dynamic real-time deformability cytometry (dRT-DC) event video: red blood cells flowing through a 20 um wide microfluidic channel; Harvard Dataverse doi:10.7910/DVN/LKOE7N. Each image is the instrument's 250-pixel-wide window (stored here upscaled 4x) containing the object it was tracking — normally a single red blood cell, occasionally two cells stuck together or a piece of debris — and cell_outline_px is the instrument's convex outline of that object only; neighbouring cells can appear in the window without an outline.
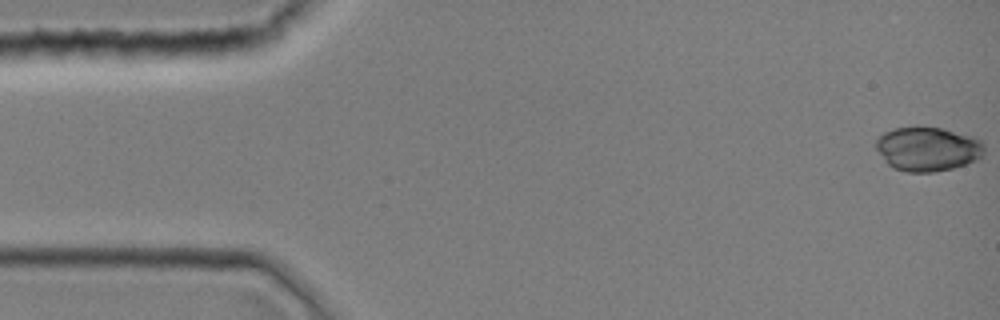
{"species": "common noctule bat (a hibernating species)", "species_latin": "Nyctalus noctula", "temperature_condition": "room temperature", "stored_images_in_passage": 45, "camera_frame_rate_fps": 3000, "um_per_image_px": 0.085, "animal": {"sex": "female", "body_mass_g": 19.0, "forearm_length_mm": 51.5}, "frame": {"image": 1, "passage_image": 1, "time_ms": 0.0, "image_size_px": [1000, 320], "cell_outline_px": [[984, 156], [980, 160], [952, 168], [936, 172], [908, 172], [892, 168], [884, 160], [876, 148], [876, 140], [884, 132], [896, 128], [940, 128], [972, 136], [980, 140], [984, 144]], "centroid_in_image_um": [78.89, 12.69], "position_along_channel_um": 6.1, "area_um2": 27.8}}
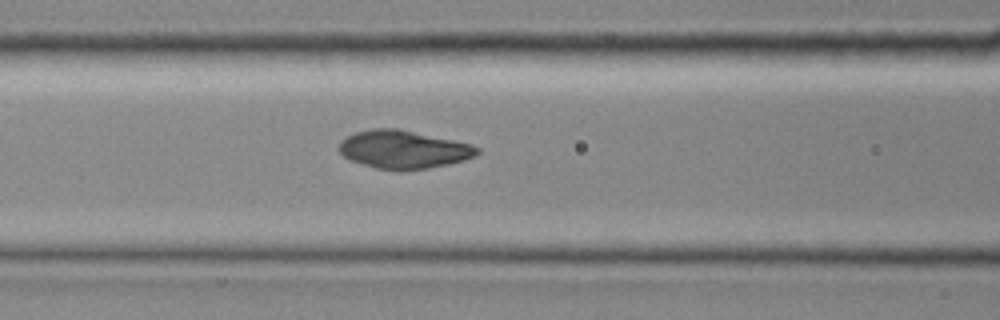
{"frame": {"image": 2, "passage_image": 18, "time_ms": 5.667, "image_size_px": [1000, 320], "cell_outline_px": [[480, 152], [476, 156], [464, 160], [448, 164], [428, 168], [376, 168], [348, 160], [336, 148], [340, 140], [356, 132], [372, 128], [400, 128], [472, 144], [480, 148]], "centroid_in_image_um": [34.29, 12.67], "position_along_channel_um": 132.3, "area_um2": 30.52}}
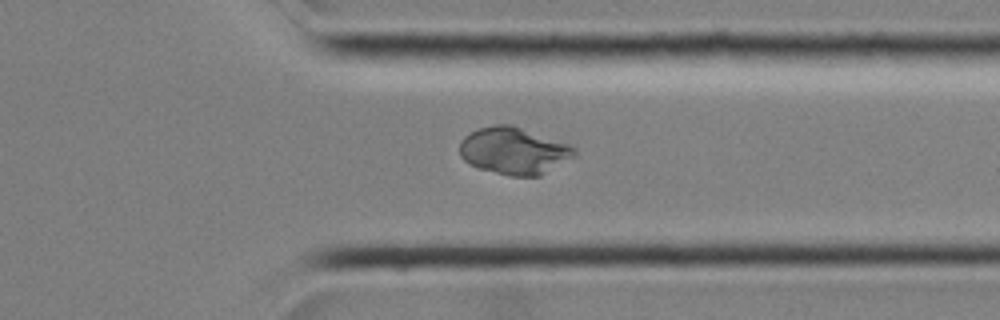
{"frame": {"image": 3, "passage_image": 34, "time_ms": 11.0, "image_size_px": [1000, 320], "cell_outline_px": [[576, 156], [540, 176], [512, 176], [480, 168], [468, 164], [460, 156], [460, 140], [464, 136], [480, 128], [492, 124], [512, 124], [568, 144], [576, 148]], "centroid_in_image_um": [43.68, 12.81], "position_along_channel_um": 367.7, "area_um2": 31.44}}